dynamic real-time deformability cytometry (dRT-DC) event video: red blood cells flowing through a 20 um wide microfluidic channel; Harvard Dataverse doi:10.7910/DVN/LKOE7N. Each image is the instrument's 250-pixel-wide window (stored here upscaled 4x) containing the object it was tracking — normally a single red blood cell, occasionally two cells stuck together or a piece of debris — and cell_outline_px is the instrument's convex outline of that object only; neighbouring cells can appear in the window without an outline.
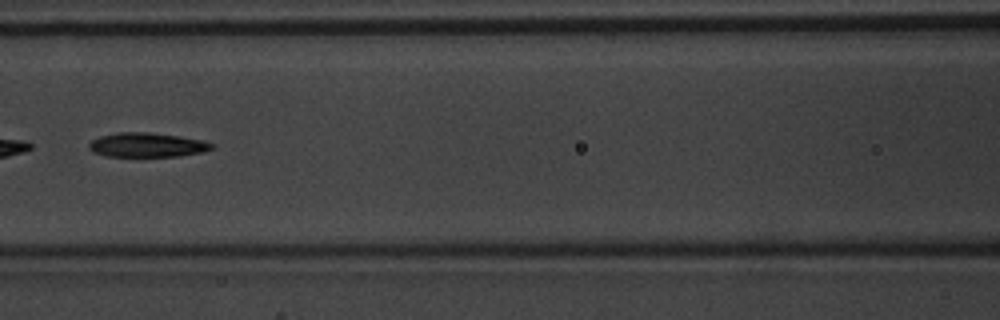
{"species": "common noctule bat (a hibernating species)", "species_latin": "Nyctalus noctula", "temperature_condition": "warm", "stored_images_in_passage": 40, "camera_frame_rate_fps": 3000, "um_per_image_px": 0.085, "animal": {"sex": "male", "body_mass_g": 20.1, "forearm_length_mm": 53.5}, "frame": {"image": 1, "passage_image": 12, "time_ms": 3.667, "image_size_px": [1000, 320], "cell_outline_px": [[212, 148], [204, 152], [180, 156], [108, 156], [92, 152], [88, 148], [88, 144], [92, 140], [100, 136], [120, 132], [148, 132], [180, 136], [204, 140], [212, 144]], "centroid_in_image_um": [12.49, 12.32], "position_along_channel_um": 154.1, "area_um2": 17.4}, "authors_computed_cell_mechanics": {"area_um2": 17.918, "velocity_mm_per_s": 4.1469, "shape_relaxation_time_tau1_ms": 2.7589, "shape_relaxation_time_tau2_ms": 7.142, "deformation_change_tau1": 0.1619, "deformation_change_tau2": 0.2098}}